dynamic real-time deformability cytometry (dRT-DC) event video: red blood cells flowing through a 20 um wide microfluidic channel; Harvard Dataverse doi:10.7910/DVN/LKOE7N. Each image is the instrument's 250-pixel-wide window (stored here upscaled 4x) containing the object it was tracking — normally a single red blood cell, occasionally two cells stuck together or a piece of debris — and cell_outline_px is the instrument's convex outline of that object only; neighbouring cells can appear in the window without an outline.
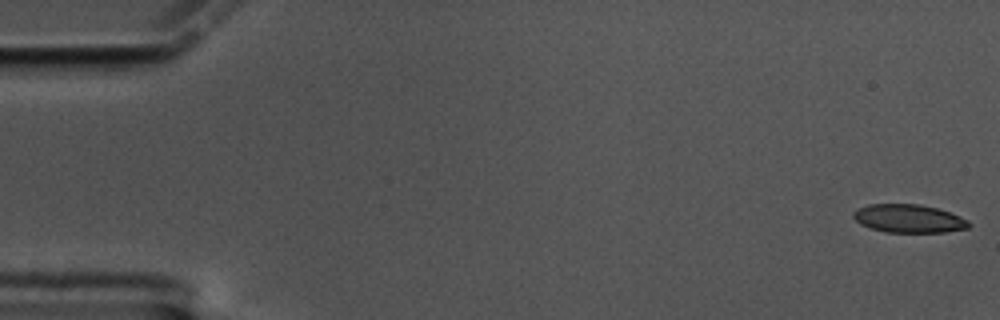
{"species": "common noctule bat (a hibernating species)", "species_latin": "Nyctalus noctula", "temperature_condition": "cold", "stored_images_in_passage": 11, "camera_frame_rate_fps": 3000, "um_per_image_px": 0.085, "animal": {"sex": "male", "body_mass_g": 17.5, "forearm_length_mm": 52.3}, "frame": {"image": 1, "passage_image": 1, "time_ms": 0.0, "image_size_px": [1000, 320], "cell_outline_px": [[972, 224], [968, 228], [944, 232], [884, 232], [860, 224], [852, 216], [852, 212], [868, 204], [920, 204], [936, 208], [960, 216], [968, 220]], "centroid_in_image_um": [77.25, 18.58], "position_along_channel_um": 7.8, "area_um2": 18.96}}